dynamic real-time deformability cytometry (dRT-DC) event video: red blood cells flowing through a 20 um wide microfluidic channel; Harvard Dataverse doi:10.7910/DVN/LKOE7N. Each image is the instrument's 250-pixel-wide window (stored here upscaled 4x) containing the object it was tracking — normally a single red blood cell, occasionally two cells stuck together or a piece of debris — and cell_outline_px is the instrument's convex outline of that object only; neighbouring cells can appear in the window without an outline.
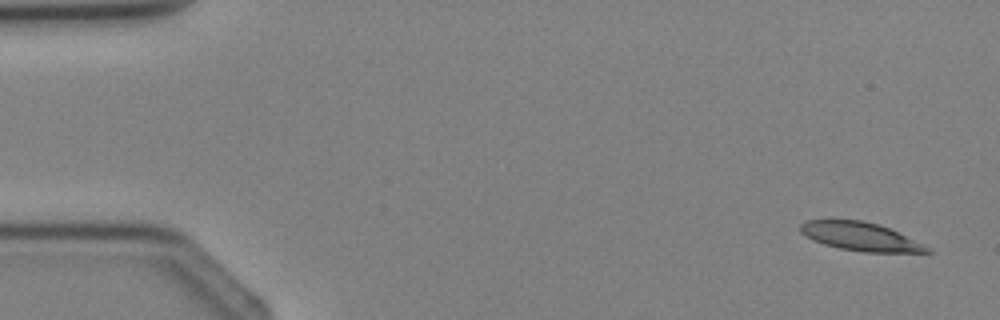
{"species": "Egyptian fruit bat (a non-hibernating species)", "species_latin": "Rousettus aegyptiacus", "temperature_condition": "cold", "stored_images_in_passage": 4, "camera_frame_rate_fps": 3000, "um_per_image_px": 0.085, "animal": {"sex": "female"}, "frame": {"image": 1, "passage_image": 1, "time_ms": 0.0, "image_size_px": [1000, 320], "cell_outline_px": [[932, 252], [864, 252], [840, 248], [824, 244], [812, 240], [800, 232], [800, 224], [808, 220], [860, 220], [876, 224], [888, 228], [932, 248]], "centroid_in_image_um": [73.11, 20.11], "position_along_channel_um": 11.9, "area_um2": 20.63}}